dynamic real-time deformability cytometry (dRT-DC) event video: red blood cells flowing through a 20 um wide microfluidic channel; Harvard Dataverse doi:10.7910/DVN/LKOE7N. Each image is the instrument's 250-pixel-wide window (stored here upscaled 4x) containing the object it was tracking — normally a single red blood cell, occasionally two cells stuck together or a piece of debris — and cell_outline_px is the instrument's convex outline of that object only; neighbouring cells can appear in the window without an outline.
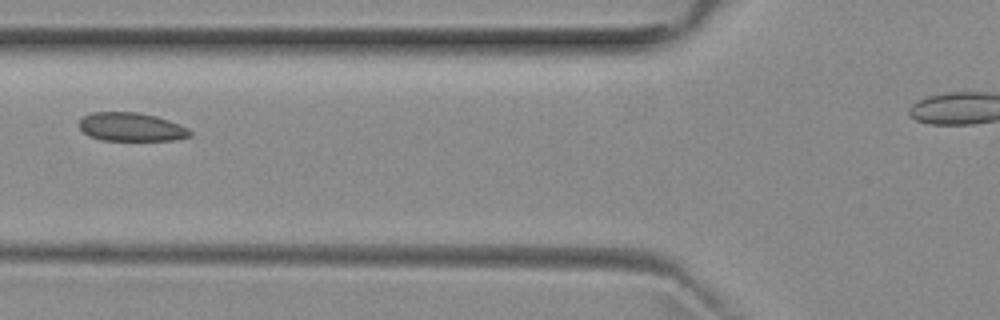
{"species": "common noctule bat (a hibernating species)", "species_latin": "Nyctalus noctula", "temperature_condition": "room temperature", "stored_images_in_passage": 10, "camera_frame_rate_fps": 3000, "um_per_image_px": 0.085, "animal": {"sex": "female", "body_mass_g": 29.2, "forearm_length_mm": 56.3}, "frame": {"image": 1, "passage_image": 7, "time_ms": 10.667, "image_size_px": [1000, 320], "cell_outline_px": [[192, 136], [172, 140], [100, 140], [88, 136], [80, 128], [80, 120], [84, 116], [92, 112], [136, 112], [156, 116], [180, 124], [188, 128], [192, 132]], "centroid_in_image_um": [11.17, 10.79], "position_along_channel_um": 114.6, "area_um2": 18.44}}
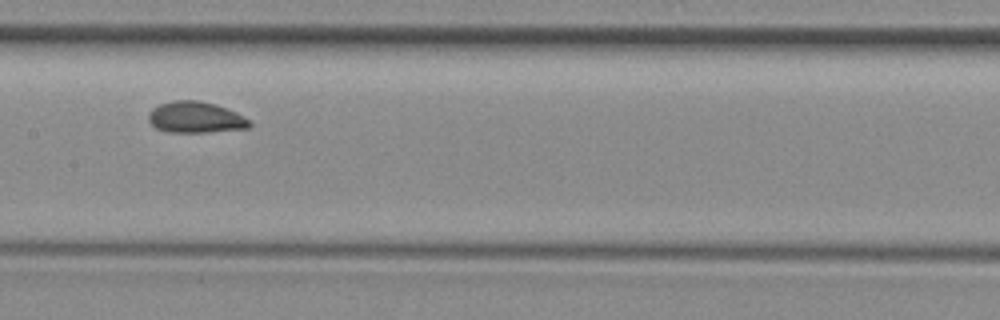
{"frame": {"image": 2, "passage_image": 9, "time_ms": 12.667, "image_size_px": [1000, 320], "cell_outline_px": [[252, 124], [248, 128], [208, 132], [168, 132], [156, 128], [148, 120], [148, 112], [152, 108], [160, 104], [172, 100], [200, 100], [216, 104], [236, 112], [248, 120]], "centroid_in_image_um": [16.59, 9.96], "position_along_channel_um": 190.8, "area_um2": 18.44}}
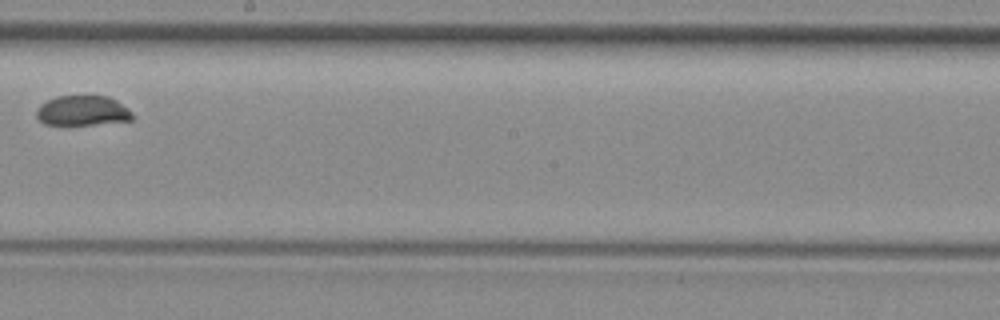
{"frame": {"image": 3, "passage_image": 10, "time_ms": 14.0, "image_size_px": [1000, 320], "cell_outline_px": [[132, 120], [92, 124], [44, 124], [36, 116], [36, 108], [40, 104], [56, 96], [108, 96], [116, 100], [128, 108], [132, 112]], "centroid_in_image_um": [7.0, 9.4], "position_along_channel_um": 241.2, "area_um2": 16.65}}